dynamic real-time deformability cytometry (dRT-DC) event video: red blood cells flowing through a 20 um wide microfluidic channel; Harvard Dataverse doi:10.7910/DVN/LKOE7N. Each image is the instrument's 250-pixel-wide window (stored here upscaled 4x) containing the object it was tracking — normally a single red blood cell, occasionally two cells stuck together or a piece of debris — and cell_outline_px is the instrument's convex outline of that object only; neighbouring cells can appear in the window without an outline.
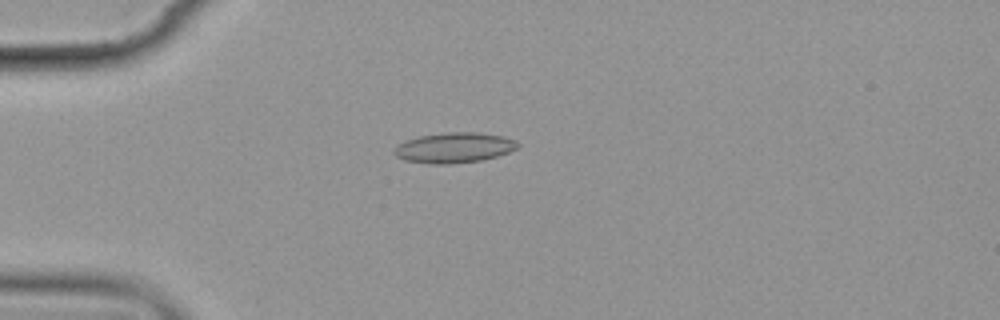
{"species": "common noctule bat (a hibernating species)", "species_latin": "Nyctalus noctula", "temperature_condition": "cold", "stored_images_in_passage": 10, "camera_frame_rate_fps": 3000, "um_per_image_px": 0.085, "animal": {"sex": "female", "body_mass_g": 19.9}, "frame": {"image": 1, "passage_image": 5, "time_ms": 4.667, "image_size_px": [1000, 320], "cell_outline_px": [[520, 148], [496, 156], [480, 160], [448, 164], [428, 164], [404, 160], [396, 156], [392, 152], [392, 148], [408, 140], [420, 136], [448, 132], [476, 132], [504, 136], [516, 140], [520, 144]], "centroid_in_image_um": [38.61, 12.55], "position_along_channel_um": 46.4, "area_um2": 21.85}}
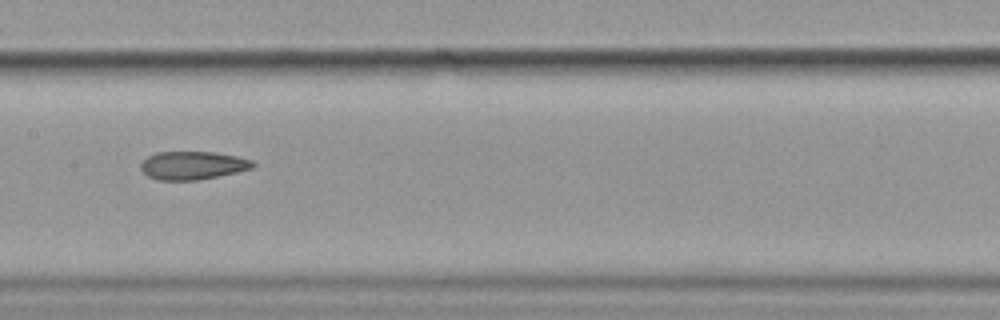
{"frame": {"image": 2, "passage_image": 9, "time_ms": 9.333, "image_size_px": [1000, 320], "cell_outline_px": [[256, 164], [252, 168], [236, 172], [200, 180], [160, 180], [148, 176], [140, 168], [140, 164], [148, 156], [156, 152], [216, 152], [236, 156], [252, 160]], "centroid_in_image_um": [16.38, 14.06], "position_along_channel_um": 191.0, "area_um2": 18.38}}
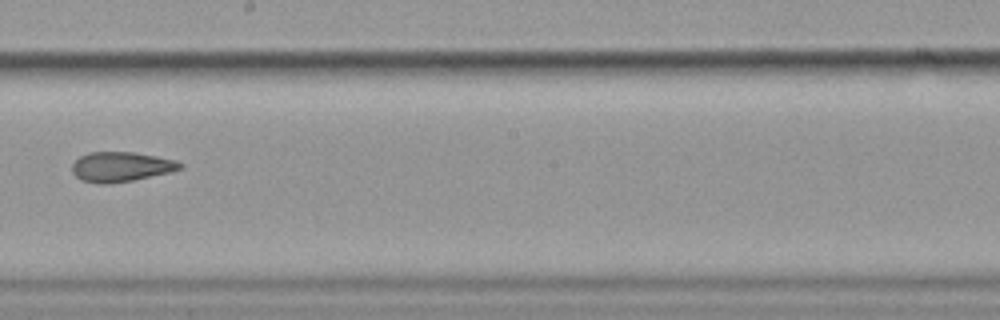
{"frame": {"image": 3, "passage_image": 10, "time_ms": 10.667, "image_size_px": [1000, 320], "cell_outline_px": [[184, 168], [172, 172], [132, 180], [104, 184], [100, 184], [80, 180], [72, 172], [72, 164], [80, 156], [88, 152], [132, 152], [156, 156], [176, 160], [184, 164]], "centroid_in_image_um": [10.31, 14.17], "position_along_channel_um": 237.9, "area_um2": 18.84}}